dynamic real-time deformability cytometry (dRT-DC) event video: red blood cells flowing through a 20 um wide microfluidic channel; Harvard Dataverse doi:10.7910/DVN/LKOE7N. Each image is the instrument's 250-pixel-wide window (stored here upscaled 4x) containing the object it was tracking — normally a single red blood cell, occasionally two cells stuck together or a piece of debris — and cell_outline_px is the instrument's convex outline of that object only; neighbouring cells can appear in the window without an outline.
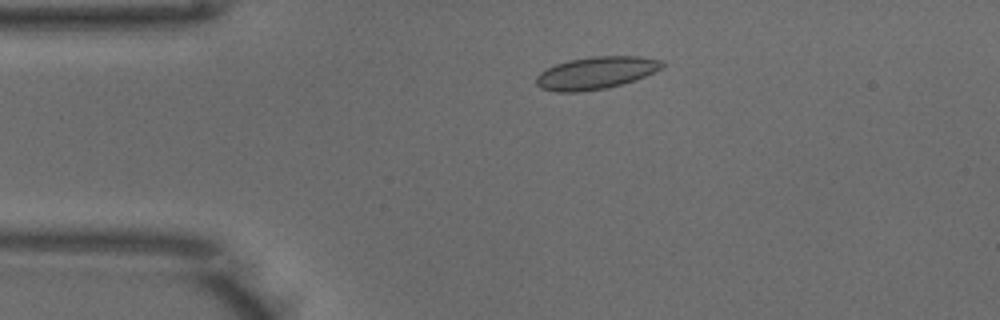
{"species": "common noctule bat (a hibernating species)", "species_latin": "Nyctalus noctula", "temperature_condition": "warm", "stored_images_in_passage": 44, "camera_frame_rate_fps": 3000, "um_per_image_px": 0.085, "animal": {"sex": "male", "body_mass_g": 18.8}, "frame": {"image": 1, "passage_image": 4, "time_ms": 1.0, "image_size_px": [1000, 320], "cell_outline_px": [[664, 64], [660, 68], [644, 76], [624, 84], [608, 88], [580, 92], [556, 92], [540, 88], [536, 84], [536, 76], [540, 72], [556, 64], [568, 60], [592, 56], [640, 56], [664, 60]], "centroid_in_image_um": [50.64, 6.2], "position_along_channel_um": 34.4, "area_um2": 23.87}}
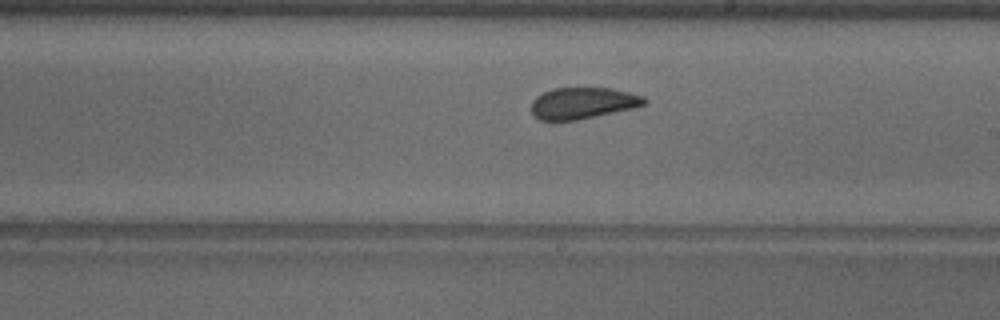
{"frame": {"image": 2, "passage_image": 22, "time_ms": 7.0, "image_size_px": [1000, 320], "cell_outline_px": [[648, 100], [644, 104], [636, 108], [576, 120], [540, 120], [532, 112], [532, 100], [536, 96], [552, 88], [612, 88], [644, 96]], "centroid_in_image_um": [49.57, 8.76], "position_along_channel_um": 239.4, "area_um2": 20.69}}
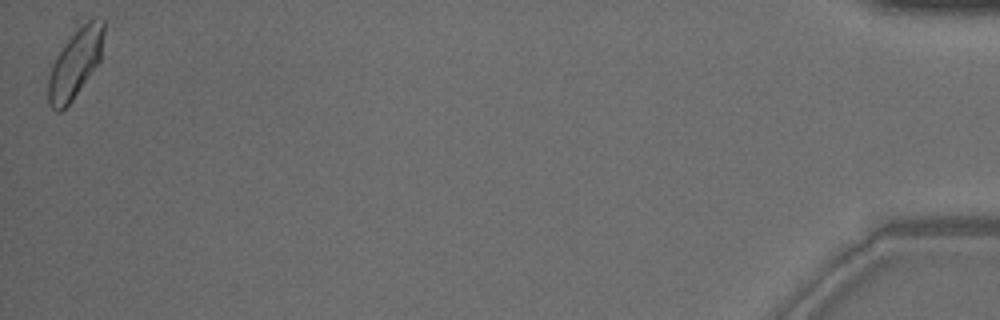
{"frame": {"image": 3, "passage_image": 44, "time_ms": 14.333, "image_size_px": [1000, 320], "cell_outline_px": [[104, 32], [100, 60], [72, 100], [60, 112], [56, 112], [52, 108], [48, 100], [48, 80], [52, 64], [56, 56], [64, 44], [88, 20], [96, 16], [104, 20]], "centroid_in_image_um": [6.4, 5.39], "position_along_channel_um": 428.8, "area_um2": 21.79}, "authors_computed_cell_mechanics": {"area_um2": 21.6461, "velocity_mm_per_s": 3.9392, "shape_relaxation_time_tau1_ms": 5.1754, "shape_relaxation_time_tau2_ms": 1.0949, "deformation_change_tau1": 0.1162, "deformation_change_tau2": 0.052}}